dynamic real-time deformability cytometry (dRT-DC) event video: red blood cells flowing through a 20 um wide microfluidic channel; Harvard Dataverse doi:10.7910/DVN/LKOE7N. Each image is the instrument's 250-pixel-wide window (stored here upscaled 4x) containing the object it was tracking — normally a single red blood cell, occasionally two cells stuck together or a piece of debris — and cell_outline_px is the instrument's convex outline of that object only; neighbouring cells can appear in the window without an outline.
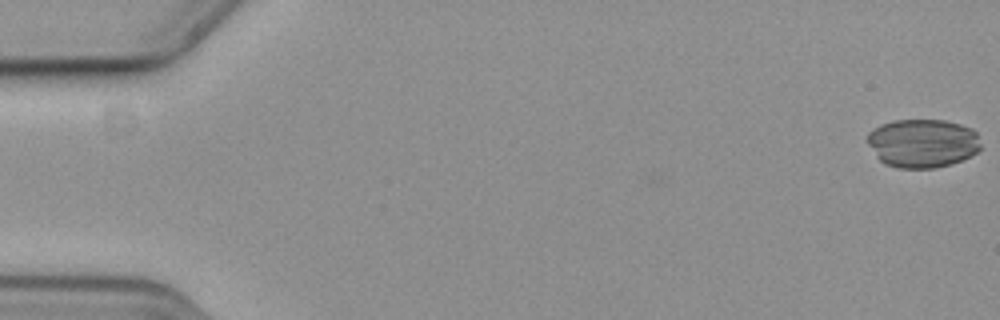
{"species": "common noctule bat (a hibernating species)", "species_latin": "Nyctalus noctula", "temperature_condition": "cold", "stored_images_in_passage": 8, "camera_frame_rate_fps": 3000, "um_per_image_px": 0.085, "animal": {"sex": "female", "body_mass_g": 19.3, "forearm_length_mm": 54.1}, "frame": {"image": 1, "passage_image": 1, "time_ms": 0.0, "image_size_px": [1000, 320], "cell_outline_px": [[980, 148], [976, 152], [960, 160], [948, 164], [932, 168], [900, 168], [884, 164], [876, 156], [868, 144], [868, 132], [872, 128], [880, 124], [892, 120], [944, 120], [960, 124], [972, 128], [976, 132], [980, 144]], "centroid_in_image_um": [78.38, 12.15], "position_along_channel_um": 6.6, "area_um2": 32.08}}